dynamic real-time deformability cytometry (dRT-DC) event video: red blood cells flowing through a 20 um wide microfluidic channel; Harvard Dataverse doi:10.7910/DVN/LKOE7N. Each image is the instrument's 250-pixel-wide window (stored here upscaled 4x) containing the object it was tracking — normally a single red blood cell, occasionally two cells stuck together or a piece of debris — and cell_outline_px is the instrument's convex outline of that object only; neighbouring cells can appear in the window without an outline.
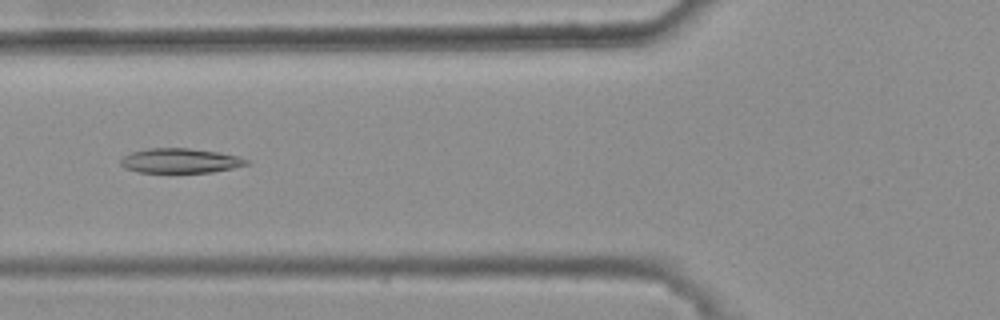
{"species": "common noctule bat (a hibernating species)", "species_latin": "Nyctalus noctula", "temperature_condition": "warm", "stored_images_in_passage": 42, "camera_frame_rate_fps": 3000, "um_per_image_px": 0.085, "animal": {"sex": "female", "body_mass_g": 25.1}, "frame": {"image": 1, "passage_image": 20, "time_ms": 6.333, "image_size_px": [1000, 320], "cell_outline_px": [[248, 164], [232, 168], [212, 172], [136, 172], [120, 164], [120, 160], [124, 156], [132, 152], [148, 148], [188, 148], [216, 152], [236, 156], [248, 160]], "centroid_in_image_um": [15.29, 13.66], "position_along_channel_um": 110.5, "area_um2": 17.74}}
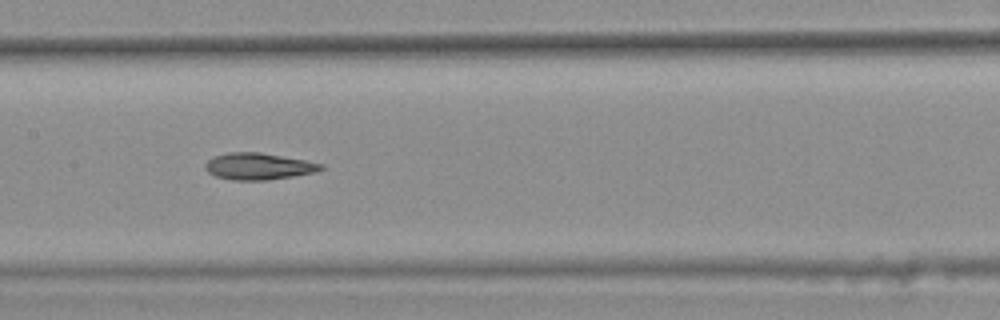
{"frame": {"image": 2, "passage_image": 26, "time_ms": 8.333, "image_size_px": [1000, 320], "cell_outline_px": [[324, 168], [312, 172], [292, 176], [264, 180], [232, 180], [216, 176], [208, 172], [204, 168], [204, 164], [212, 156], [228, 152], [260, 152], [304, 160], [324, 164]], "centroid_in_image_um": [21.91, 14.12], "position_along_channel_um": 185.5, "area_um2": 17.86}}
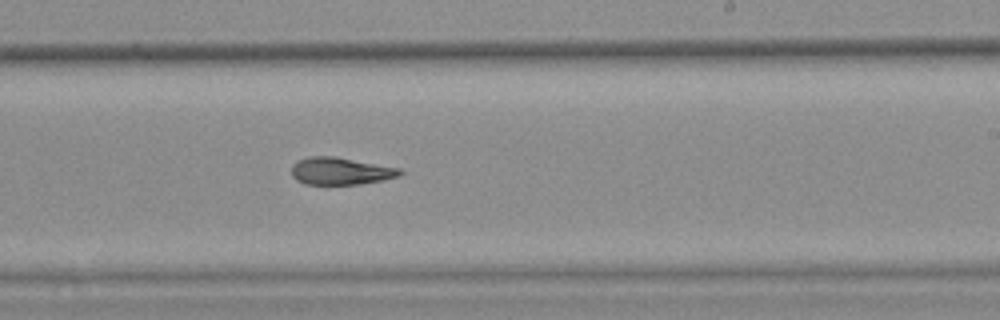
{"frame": {"image": 3, "passage_image": 32, "time_ms": 10.333, "image_size_px": [1000, 320], "cell_outline_px": [[404, 172], [400, 176], [384, 180], [360, 184], [304, 184], [296, 180], [292, 176], [292, 164], [296, 160], [308, 156], [336, 156], [400, 168]], "centroid_in_image_um": [28.95, 14.53], "position_along_channel_um": 260.1, "area_um2": 17.51}, "authors_computed_cell_mechanics": {"area_um2": 18.0625, "velocity_mm_per_s": 3.7434, "shape_relaxation_time_tau1_ms": null, "shape_relaxation_time_tau2_ms": 6.0703, "deformation_change_tau1": null, "deformation_change_tau2": 0.1508}}